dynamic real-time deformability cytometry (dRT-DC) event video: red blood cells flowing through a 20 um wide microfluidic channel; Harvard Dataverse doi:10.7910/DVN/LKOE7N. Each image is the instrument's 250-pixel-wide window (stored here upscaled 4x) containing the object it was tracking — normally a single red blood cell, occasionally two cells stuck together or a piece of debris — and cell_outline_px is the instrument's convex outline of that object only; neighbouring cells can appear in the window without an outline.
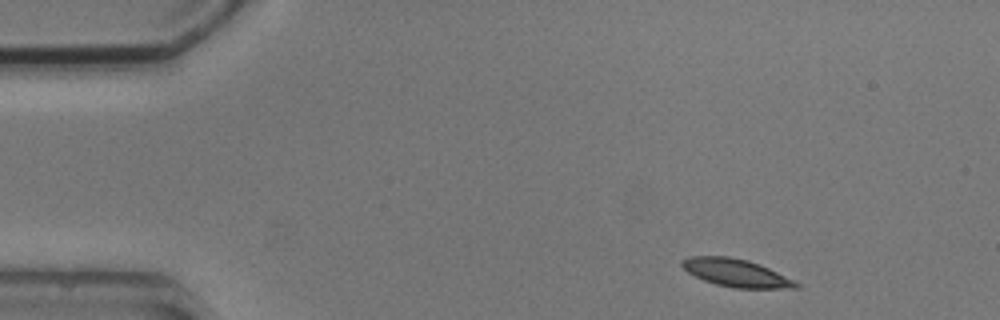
{"species": "common noctule bat (a hibernating species)", "species_latin": "Nyctalus noctula", "temperature_condition": "cold", "stored_images_in_passage": 2, "camera_frame_rate_fps": 3000, "um_per_image_px": 0.085, "animal": {"sex": "male", "body_mass_g": 20.5, "forearm_length_mm": 52.5}, "frame": {"image": 1, "passage_image": 1, "time_ms": 0.0, "image_size_px": [1000, 320], "cell_outline_px": [[800, 288], [732, 288], [716, 284], [704, 280], [688, 272], [680, 264], [680, 260], [688, 256], [728, 256], [748, 260], [760, 264], [800, 284]], "centroid_in_image_um": [62.52, 23.18], "position_along_channel_um": 22.5, "area_um2": 18.32}}